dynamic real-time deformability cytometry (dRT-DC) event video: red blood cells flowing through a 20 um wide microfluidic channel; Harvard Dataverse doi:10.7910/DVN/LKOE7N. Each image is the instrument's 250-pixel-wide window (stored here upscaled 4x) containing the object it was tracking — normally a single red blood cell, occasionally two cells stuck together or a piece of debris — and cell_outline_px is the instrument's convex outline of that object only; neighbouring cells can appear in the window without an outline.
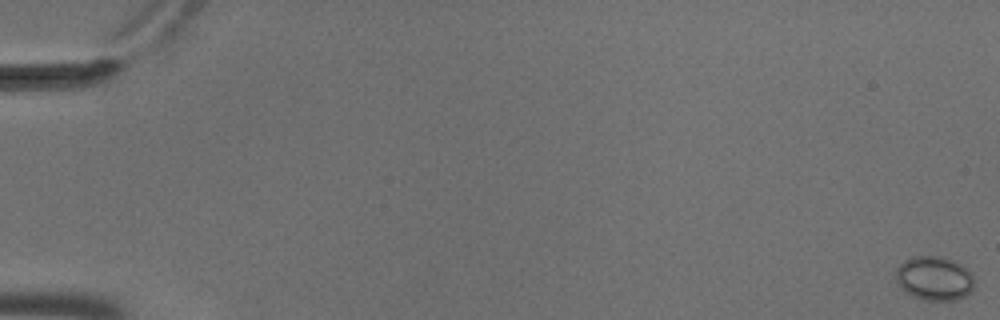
{"species": "common noctule bat (a hibernating species)", "species_latin": "Nyctalus noctula", "temperature_condition": "cold", "stored_images_in_passage": 6, "camera_frame_rate_fps": 3000, "um_per_image_px": 0.085, "animal": {"sex": "male", "body_mass_g": 18.8}, "frame": {"image": 1, "passage_image": 1, "time_ms": 0.0, "image_size_px": [1000, 320], "cell_outline_px": [[972, 288], [964, 296], [956, 300], [924, 300], [900, 288], [896, 284], [896, 268], [904, 260], [916, 256], [940, 256], [960, 264], [968, 268], [972, 272]], "centroid_in_image_um": [79.39, 23.64], "position_along_channel_um": 5.6, "area_um2": 19.94}}
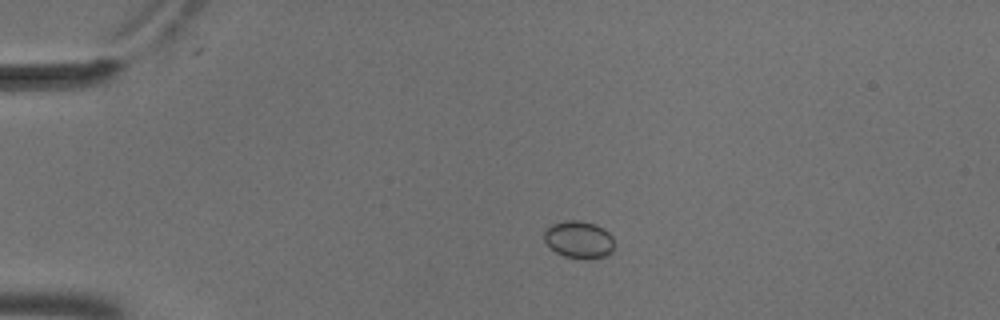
{"frame": {"image": 2, "passage_image": 5, "time_ms": 1.333, "image_size_px": [1000, 320], "cell_outline_px": [[616, 244], [612, 252], [608, 256], [588, 260], [564, 256], [556, 252], [544, 240], [544, 232], [552, 224], [564, 220], [576, 220], [596, 224], [604, 228], [612, 236]], "centroid_in_image_um": [49.27, 20.38], "position_along_channel_um": 35.7, "area_um2": 15.55}}